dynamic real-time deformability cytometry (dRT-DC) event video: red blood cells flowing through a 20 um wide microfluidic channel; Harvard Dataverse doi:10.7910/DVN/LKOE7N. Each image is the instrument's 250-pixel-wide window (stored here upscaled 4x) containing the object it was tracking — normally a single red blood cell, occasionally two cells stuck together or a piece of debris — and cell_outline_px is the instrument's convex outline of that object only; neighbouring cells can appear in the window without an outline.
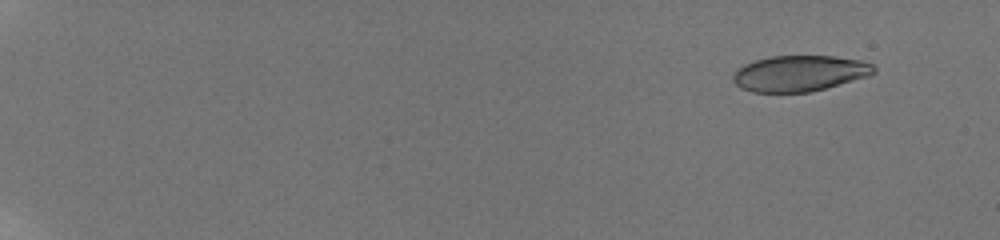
{"species": "human", "species_latin": "Homo sapiens", "temperature_condition": "room temperature", "stored_images_in_passage": 42, "camera_frame_rate_fps": 3000, "um_per_image_px": 0.085, "donor": {"sex": "male"}, "frame": {"image": 1, "passage_image": 11, "time_ms": 1.667, "image_size_px": [1000, 240], "cell_outline_px": [[876, 72], [868, 76], [824, 88], [808, 92], [752, 92], [740, 88], [732, 80], [732, 76], [736, 68], [744, 64], [756, 60], [772, 56], [832, 56], [860, 60], [872, 64], [876, 68]], "centroid_in_image_um": [67.92, 6.23], "position_along_channel_um": 17.1, "area_um2": 29.36}}
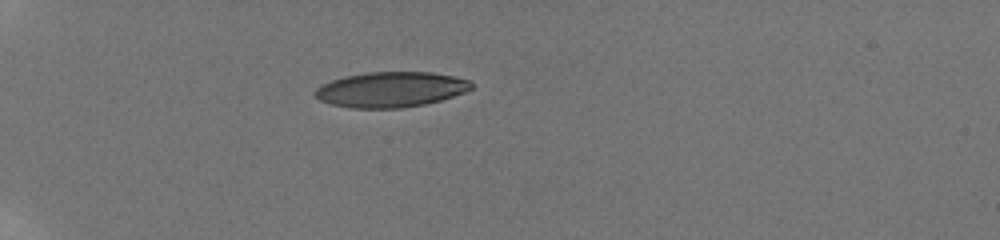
{"frame": {"image": 2, "passage_image": 37, "time_ms": 6.667, "image_size_px": [1000, 240], "cell_outline_px": [[472, 88], [464, 92], [440, 100], [424, 104], [400, 108], [352, 108], [332, 104], [320, 100], [312, 96], [312, 92], [316, 88], [332, 80], [344, 76], [368, 72], [432, 72], [472, 80]], "centroid_in_image_um": [33.19, 7.6], "position_along_channel_um": 51.8, "area_um2": 32.14}}